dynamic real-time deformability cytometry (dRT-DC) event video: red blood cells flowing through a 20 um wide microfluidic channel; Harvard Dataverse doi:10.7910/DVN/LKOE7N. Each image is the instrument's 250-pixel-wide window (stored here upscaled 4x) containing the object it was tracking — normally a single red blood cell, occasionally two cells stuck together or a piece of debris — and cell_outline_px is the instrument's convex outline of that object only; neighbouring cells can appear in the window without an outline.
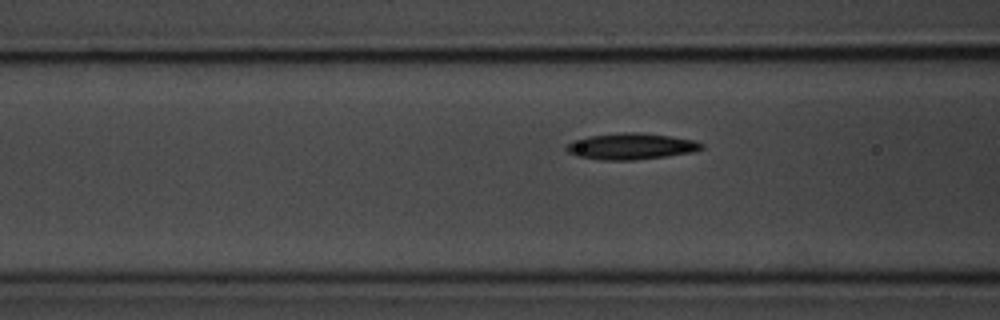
{"species": "common noctule bat (a hibernating species)", "species_latin": "Nyctalus noctula", "temperature_condition": "room temperature", "stored_images_in_passage": 35, "camera_frame_rate_fps": 3000, "um_per_image_px": 0.085, "animal": {"sex": "male", "body_mass_g": 20.1, "forearm_length_mm": 53.5}, "frame": {"image": 1, "passage_image": 10, "time_ms": 3.0, "image_size_px": [1000, 320], "cell_outline_px": [[704, 148], [692, 152], [664, 156], [632, 160], [600, 160], [576, 156], [568, 152], [564, 148], [572, 140], [588, 136], [624, 132], [640, 132], [672, 136], [696, 140], [704, 144]], "centroid_in_image_um": [53.63, 12.43], "position_along_channel_um": 113.0, "area_um2": 20.81}}
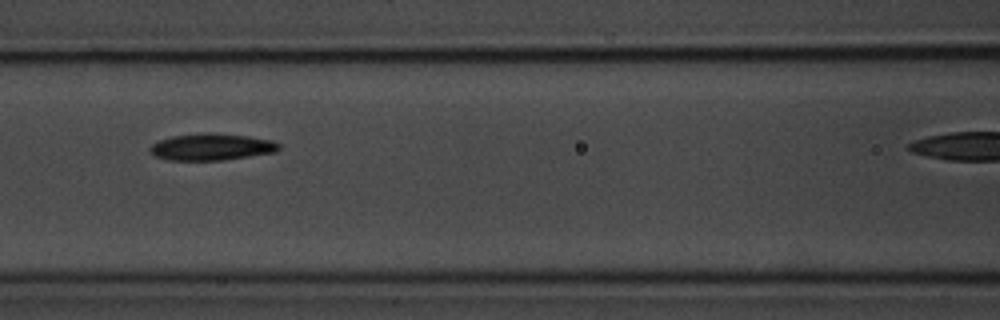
{"frame": {"image": 2, "passage_image": 13, "time_ms": 4.0, "image_size_px": [1000, 320], "cell_outline_px": [[280, 148], [276, 152], [224, 160], [168, 160], [156, 156], [148, 148], [152, 144], [160, 140], [172, 136], [204, 132], [216, 132], [248, 136], [272, 140], [280, 144]], "centroid_in_image_um": [18.01, 12.48], "position_along_channel_um": 148.6, "area_um2": 20.23}}
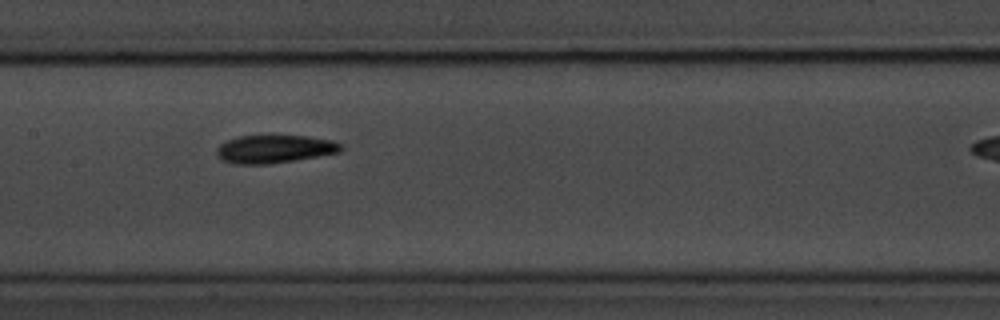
{"frame": {"image": 3, "passage_image": 16, "time_ms": 5.0, "image_size_px": [1000, 320], "cell_outline_px": [[344, 148], [340, 152], [268, 164], [232, 164], [224, 160], [216, 152], [216, 148], [220, 144], [236, 136], [268, 132], [308, 136], [332, 140], [340, 144]], "centroid_in_image_um": [23.31, 12.6], "position_along_channel_um": 184.1, "area_um2": 21.1}}